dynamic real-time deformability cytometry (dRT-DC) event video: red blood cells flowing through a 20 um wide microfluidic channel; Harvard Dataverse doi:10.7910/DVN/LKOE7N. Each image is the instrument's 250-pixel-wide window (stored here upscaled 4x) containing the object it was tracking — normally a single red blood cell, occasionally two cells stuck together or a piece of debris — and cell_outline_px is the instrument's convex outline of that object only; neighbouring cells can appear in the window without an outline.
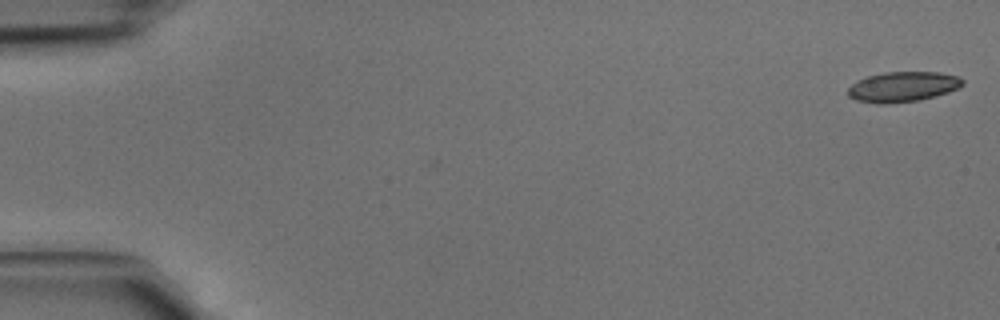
{"species": "common noctule bat (a hibernating species)", "species_latin": "Nyctalus noctula", "temperature_condition": "cold", "stored_images_in_passage": 14, "camera_frame_rate_fps": 3000, "um_per_image_px": 0.085, "animal": {"sex": "male", "body_mass_g": 15.6}, "frame": {"image": 1, "passage_image": 1, "time_ms": 0.0, "image_size_px": [1000, 320], "cell_outline_px": [[964, 84], [948, 92], [936, 96], [920, 100], [884, 104], [876, 104], [856, 100], [848, 96], [848, 88], [856, 80], [868, 76], [884, 72], [940, 72], [960, 76], [964, 80]], "centroid_in_image_um": [76.74, 7.37], "position_along_channel_um": 8.3, "area_um2": 20.35}}
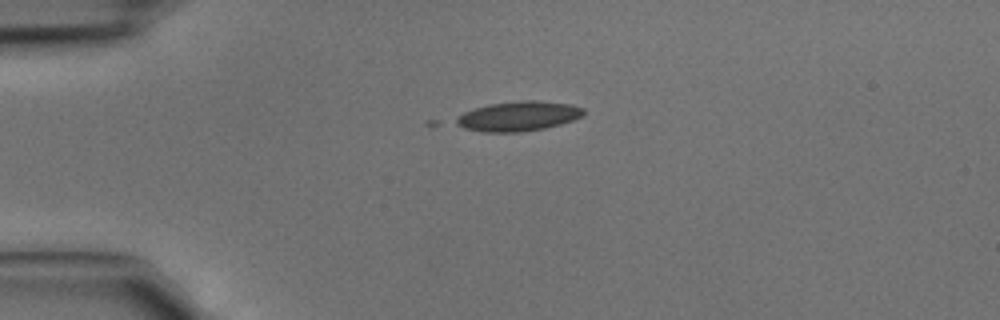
{"frame": {"image": 2, "passage_image": 11, "time_ms": 3.333, "image_size_px": [1000, 320], "cell_outline_px": [[584, 116], [560, 124], [544, 128], [520, 132], [484, 132], [464, 128], [456, 124], [452, 120], [464, 112], [472, 108], [488, 104], [520, 100], [536, 100], [572, 104], [584, 108]], "centroid_in_image_um": [44.04, 9.86], "position_along_channel_um": 41.0, "area_um2": 22.31}}